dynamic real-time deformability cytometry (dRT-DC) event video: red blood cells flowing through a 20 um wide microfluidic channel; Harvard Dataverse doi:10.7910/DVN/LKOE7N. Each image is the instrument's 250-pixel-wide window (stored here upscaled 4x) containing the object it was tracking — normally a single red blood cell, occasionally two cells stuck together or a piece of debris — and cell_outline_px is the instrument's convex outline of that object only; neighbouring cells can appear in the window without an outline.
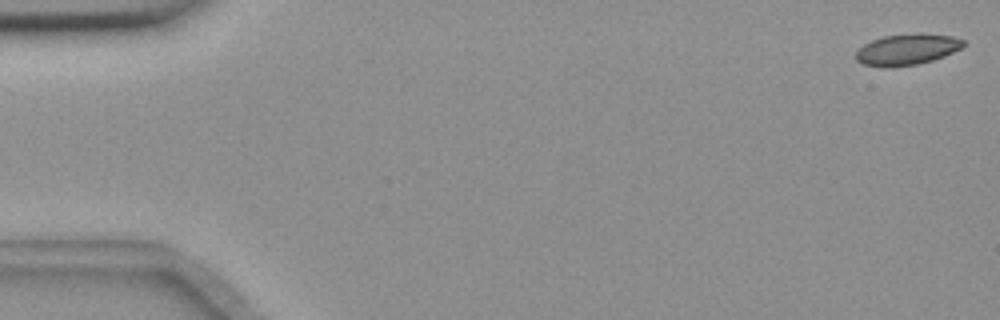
{"species": "common noctule bat (a hibernating species)", "species_latin": "Nyctalus noctula", "temperature_condition": "room temperature", "stored_images_in_passage": 55, "camera_frame_rate_fps": 3000, "um_per_image_px": 0.085, "animal": {"sex": "female", "body_mass_g": 18.4}, "frame": {"image": 1, "passage_image": 1, "time_ms": 0.0, "image_size_px": [1000, 320], "cell_outline_px": [[964, 44], [960, 48], [944, 56], [932, 60], [916, 64], [864, 64], [856, 60], [856, 52], [864, 44], [872, 40], [884, 36], [952, 36], [964, 40]], "centroid_in_image_um": [77.1, 4.2], "position_along_channel_um": 7.9, "area_um2": 17.69}}
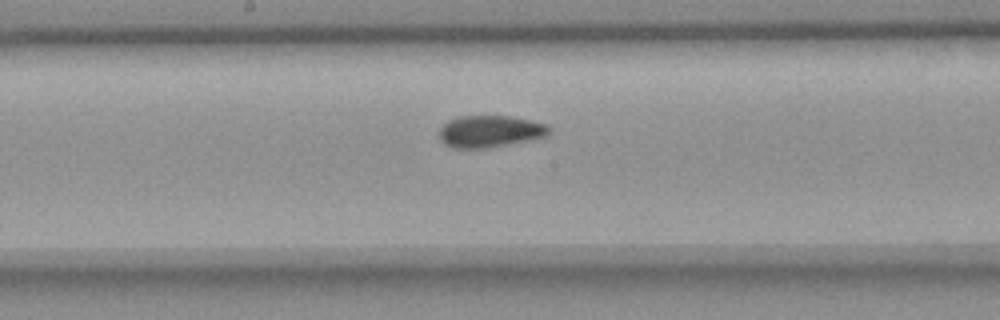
{"frame": {"image": 2, "passage_image": 29, "time_ms": 9.333, "image_size_px": [1000, 320], "cell_outline_px": [[552, 132], [548, 136], [532, 140], [484, 148], [456, 148], [444, 144], [440, 140], [436, 132], [448, 120], [460, 116], [512, 116], [532, 120], [548, 124], [552, 128]], "centroid_in_image_um": [41.69, 11.16], "position_along_channel_um": 206.5, "area_um2": 20.87}}
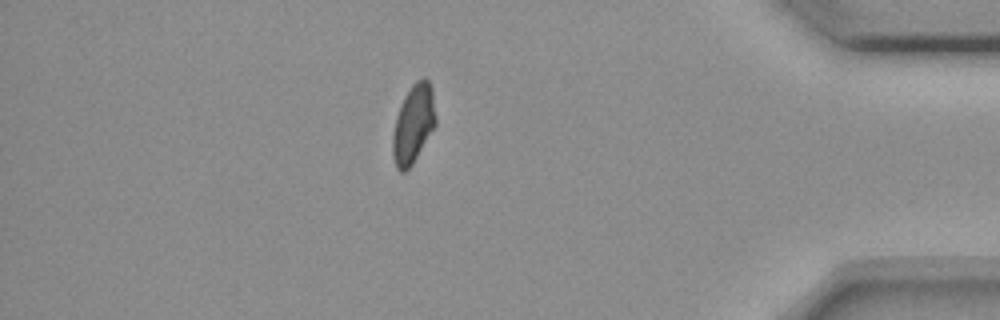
{"frame": {"image": 3, "passage_image": 48, "time_ms": 15.667, "image_size_px": [1000, 320], "cell_outline_px": [[436, 124], [412, 164], [404, 172], [400, 172], [396, 168], [392, 156], [392, 136], [396, 116], [400, 104], [404, 96], [412, 84], [416, 80], [424, 76], [428, 80], [432, 88], [436, 120]], "centroid_in_image_um": [35.12, 10.51], "position_along_channel_um": 400.1, "area_um2": 19.77}, "authors_computed_cell_mechanics": {"area_um2": 20.1144, "velocity_mm_per_s": 3.6639, "shape_relaxation_time_tau1_ms": 9.6489, "shape_relaxation_time_tau2_ms": 1.8119, "deformation_change_tau1": 0.1588, "deformation_change_tau2": 0.051}}